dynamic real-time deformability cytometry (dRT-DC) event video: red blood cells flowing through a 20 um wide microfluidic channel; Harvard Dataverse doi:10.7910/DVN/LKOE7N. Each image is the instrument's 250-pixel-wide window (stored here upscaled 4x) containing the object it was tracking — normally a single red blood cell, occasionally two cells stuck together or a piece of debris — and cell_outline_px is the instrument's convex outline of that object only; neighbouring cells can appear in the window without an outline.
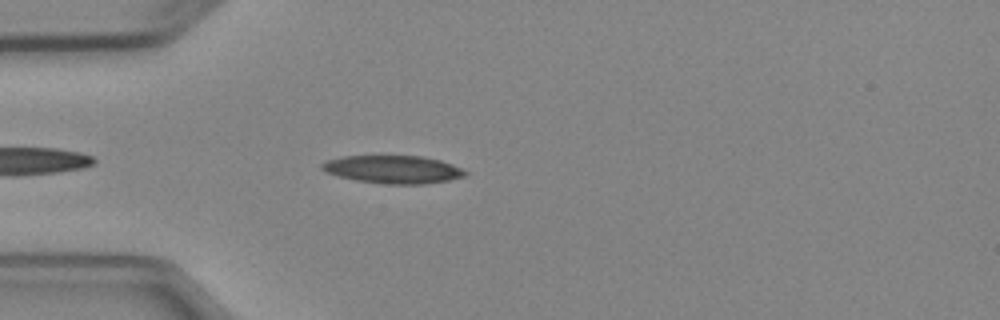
{"species": "Egyptian fruit bat (a non-hibernating species)", "species_latin": "Rousettus aegyptiacus", "temperature_condition": "cold", "stored_images_in_passage": 4, "camera_frame_rate_fps": 3000, "um_per_image_px": 0.085, "animal": {"sex": "female"}, "frame": {"image": 1, "passage_image": 4, "time_ms": 3.667, "image_size_px": [1000, 320], "cell_outline_px": [[468, 176], [448, 180], [424, 184], [388, 184], [356, 180], [340, 176], [328, 172], [320, 168], [320, 164], [324, 160], [344, 156], [424, 156], [440, 160], [452, 164], [468, 172]], "centroid_in_image_um": [33.43, 14.39], "position_along_channel_um": 51.6, "area_um2": 23.29}}